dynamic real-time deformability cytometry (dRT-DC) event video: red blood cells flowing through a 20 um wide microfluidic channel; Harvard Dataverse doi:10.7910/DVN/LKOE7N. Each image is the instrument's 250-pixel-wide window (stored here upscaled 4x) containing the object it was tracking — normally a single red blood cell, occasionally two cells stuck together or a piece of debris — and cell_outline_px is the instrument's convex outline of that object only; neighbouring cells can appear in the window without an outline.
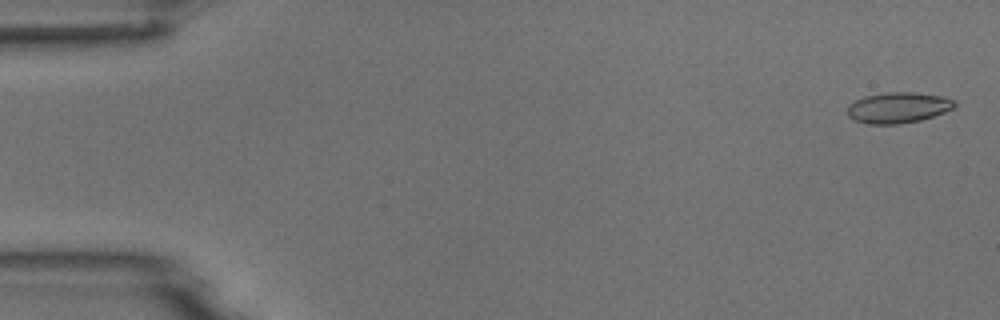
{"species": "common noctule bat (a hibernating species)", "species_latin": "Nyctalus noctula", "temperature_condition": "room temperature", "stored_images_in_passage": 5, "camera_frame_rate_fps": 3000, "um_per_image_px": 0.085, "animal": {"sex": "male", "body_mass_g": 18.8}, "frame": {"image": 1, "passage_image": 1, "time_ms": 0.0, "image_size_px": [1000, 320], "cell_outline_px": [[956, 104], [952, 108], [944, 112], [920, 120], [900, 124], [868, 124], [856, 120], [848, 116], [848, 104], [864, 96], [888, 92], [912, 92], [940, 96], [956, 100]], "centroid_in_image_um": [76.33, 9.15], "position_along_channel_um": 8.7, "area_um2": 19.07}}
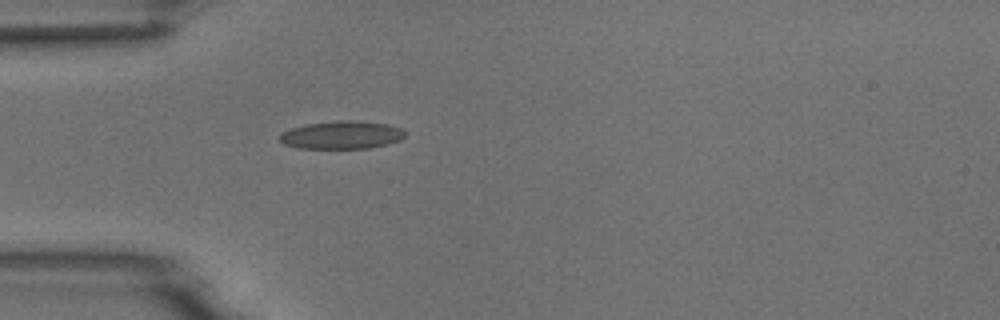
{"frame": {"image": 2, "passage_image": 5, "time_ms": 4.667, "image_size_px": [1000, 320], "cell_outline_px": [[404, 136], [400, 140], [388, 144], [368, 148], [296, 148], [284, 144], [280, 140], [280, 132], [304, 124], [340, 120], [352, 120], [388, 124], [400, 128], [404, 132]], "centroid_in_image_um": [29.02, 11.47], "position_along_channel_um": 56.0, "area_um2": 20.4}}